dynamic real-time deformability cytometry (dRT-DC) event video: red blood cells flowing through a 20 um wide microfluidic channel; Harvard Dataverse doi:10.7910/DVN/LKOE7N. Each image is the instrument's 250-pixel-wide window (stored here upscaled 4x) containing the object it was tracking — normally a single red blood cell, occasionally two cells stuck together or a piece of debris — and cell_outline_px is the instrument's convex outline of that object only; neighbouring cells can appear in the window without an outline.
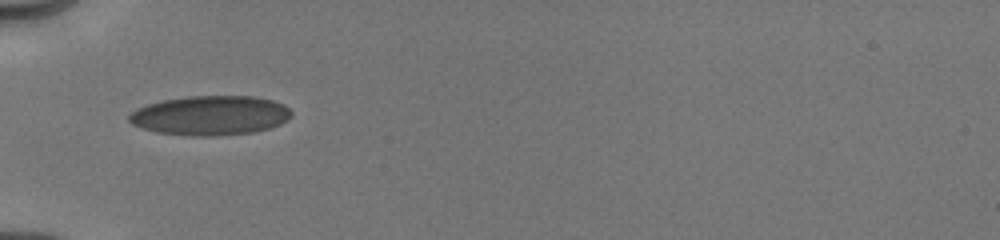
{"species": "human", "species_latin": "Homo sapiens", "temperature_condition": "cold", "stored_images_in_passage": 8, "camera_frame_rate_fps": 3000, "um_per_image_px": 0.085, "donor": {"sex": "male"}, "frame": {"image": 1, "passage_image": 1, "time_ms": 0.0, "image_size_px": [1000, 240], "cell_outline_px": [[292, 116], [288, 120], [280, 124], [268, 128], [252, 132], [212, 136], [196, 136], [156, 132], [132, 124], [128, 120], [128, 116], [136, 108], [148, 104], [164, 100], [188, 96], [252, 96], [272, 100], [284, 104], [292, 112]], "centroid_in_image_um": [17.89, 9.81], "position_along_channel_um": 67.1, "area_um2": 37.22}}
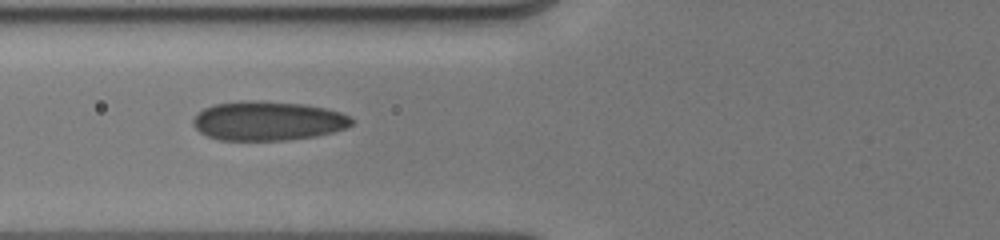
{"frame": {"image": 2, "passage_image": 7, "time_ms": 1.0, "image_size_px": [1000, 240], "cell_outline_px": [[352, 124], [344, 128], [332, 132], [316, 136], [288, 140], [220, 140], [208, 136], [200, 132], [192, 124], [192, 120], [204, 108], [212, 104], [240, 100], [264, 100], [304, 104], [328, 108], [352, 116]], "centroid_in_image_um": [22.77, 10.26], "position_along_channel_um": 103.0, "area_um2": 36.59}}